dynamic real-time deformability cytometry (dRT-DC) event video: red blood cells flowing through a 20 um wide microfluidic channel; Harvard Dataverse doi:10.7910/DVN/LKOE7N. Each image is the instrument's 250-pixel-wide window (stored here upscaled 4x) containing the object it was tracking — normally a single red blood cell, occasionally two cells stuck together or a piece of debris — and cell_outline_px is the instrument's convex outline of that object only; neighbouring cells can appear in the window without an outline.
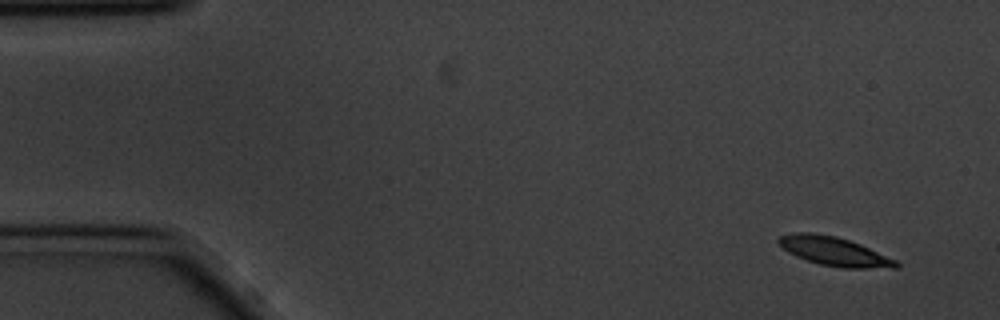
{"species": "common noctule bat (a hibernating species)", "species_latin": "Nyctalus noctula", "temperature_condition": "cold", "stored_images_in_passage": 56, "camera_frame_rate_fps": 3000, "um_per_image_px": 0.085, "animal": {"sex": "male", "body_mass_g": 20.1, "forearm_length_mm": 53.5}, "frame": {"image": 1, "passage_image": 1, "time_ms": 0.0, "image_size_px": [1000, 320], "cell_outline_px": [[900, 268], [840, 268], [820, 264], [796, 256], [788, 252], [776, 240], [780, 236], [796, 232], [812, 232], [836, 236], [860, 244], [896, 260], [900, 264]], "centroid_in_image_um": [70.93, 21.37], "position_along_channel_um": 14.1, "area_um2": 19.65}}
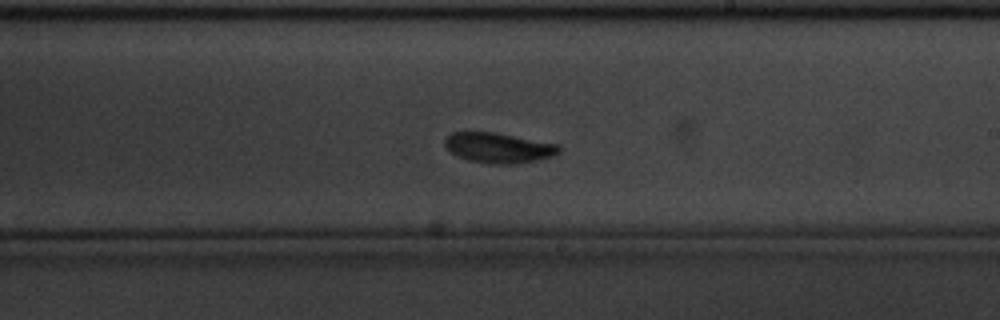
{"frame": {"image": 2, "passage_image": 31, "time_ms": 10.0, "image_size_px": [1000, 320], "cell_outline_px": [[560, 152], [552, 156], [540, 160], [516, 164], [492, 164], [468, 160], [456, 156], [444, 144], [444, 140], [452, 132], [496, 132], [560, 144]], "centroid_in_image_um": [42.42, 12.56], "position_along_channel_um": 246.6, "area_um2": 20.29}}
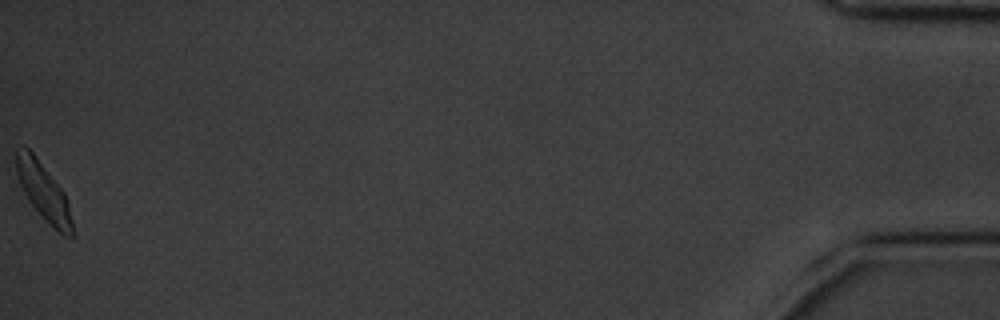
{"frame": {"image": 3, "passage_image": 56, "time_ms": 18.333, "image_size_px": [1000, 320], "cell_outline_px": [[72, 236], [64, 236], [28, 200], [20, 184], [16, 172], [16, 148], [24, 144], [36, 156], [64, 192], [68, 200], [72, 220]], "centroid_in_image_um": [3.68, 16.2], "position_along_channel_um": 431.5, "area_um2": 18.21}, "authors_computed_cell_mechanics": {"area_um2": 19.4497, "velocity_mm_per_s": 3.4044, "shape_relaxation_time_tau1_ms": null, "shape_relaxation_time_tau2_ms": 2.1132, "deformation_change_tau1": null, "deformation_change_tau2": 0.0697}}